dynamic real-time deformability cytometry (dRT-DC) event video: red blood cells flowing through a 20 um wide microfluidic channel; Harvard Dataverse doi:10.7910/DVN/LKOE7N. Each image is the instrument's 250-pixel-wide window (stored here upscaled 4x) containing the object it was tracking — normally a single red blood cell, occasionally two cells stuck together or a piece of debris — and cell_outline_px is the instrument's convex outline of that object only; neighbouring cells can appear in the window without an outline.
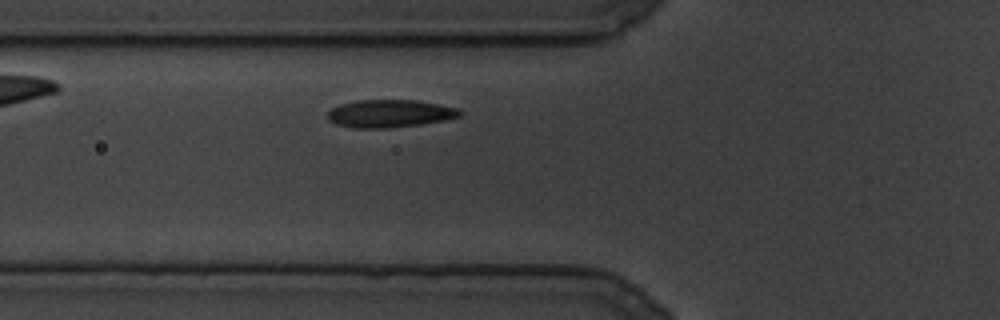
{"species": "common noctule bat (a hibernating species)", "species_latin": "Nyctalus noctula", "temperature_condition": "cold", "stored_images_in_passage": 62, "camera_frame_rate_fps": 3000, "um_per_image_px": 0.085, "animal": {"sex": "male", "body_mass_g": 19.5, "forearm_length_mm": 54.6}, "frame": {"image": 1, "passage_image": 5, "time_ms": 1.333, "image_size_px": [1000, 320], "cell_outline_px": [[464, 112], [460, 116], [444, 120], [420, 124], [392, 128], [352, 128], [336, 124], [328, 120], [328, 112], [332, 108], [340, 104], [356, 100], [416, 100], [456, 108]], "centroid_in_image_um": [33.1, 9.66], "position_along_channel_um": 92.7, "area_um2": 21.33}}
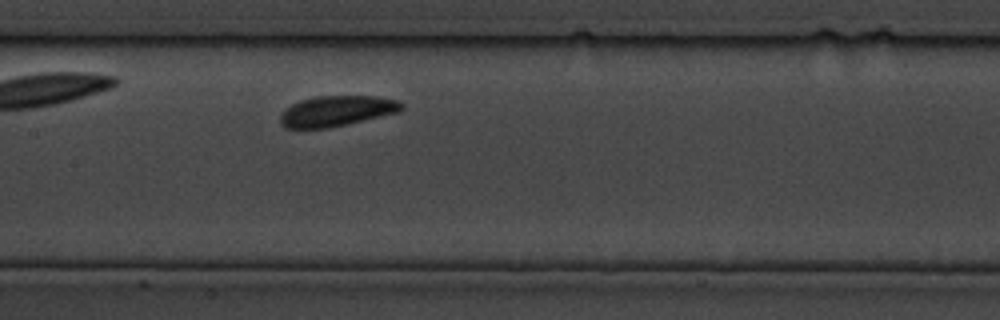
{"frame": {"image": 2, "passage_image": 21, "time_ms": 6.667, "image_size_px": [1000, 320], "cell_outline_px": [[404, 108], [396, 112], [380, 116], [328, 128], [284, 128], [280, 124], [280, 116], [292, 104], [300, 100], [316, 96], [376, 96], [396, 100], [404, 104]], "centroid_in_image_um": [28.59, 9.43], "position_along_channel_um": 178.8, "area_um2": 21.27}}
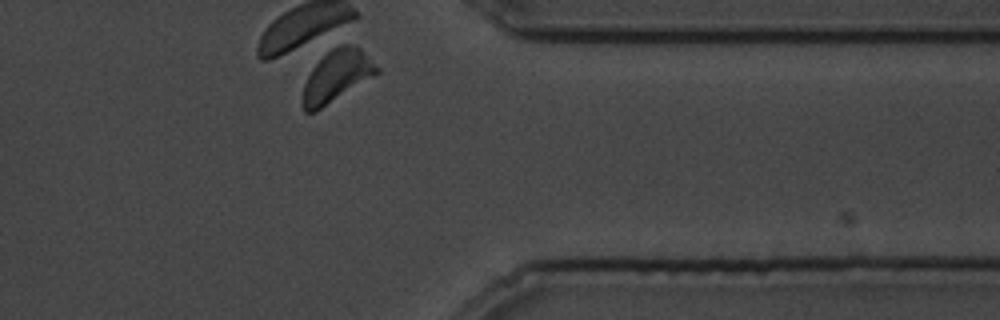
{"frame": {"image": 3, "passage_image": 60, "time_ms": 19.667, "image_size_px": [1000, 320], "cell_outline_px": [[380, 72], [316, 112], [304, 112], [300, 100], [304, 84], [312, 68], [332, 48], [340, 44], [352, 44], [360, 48], [380, 68]], "centroid_in_image_um": [28.6, 6.49], "position_along_channel_um": 382.8, "area_um2": 22.37}}